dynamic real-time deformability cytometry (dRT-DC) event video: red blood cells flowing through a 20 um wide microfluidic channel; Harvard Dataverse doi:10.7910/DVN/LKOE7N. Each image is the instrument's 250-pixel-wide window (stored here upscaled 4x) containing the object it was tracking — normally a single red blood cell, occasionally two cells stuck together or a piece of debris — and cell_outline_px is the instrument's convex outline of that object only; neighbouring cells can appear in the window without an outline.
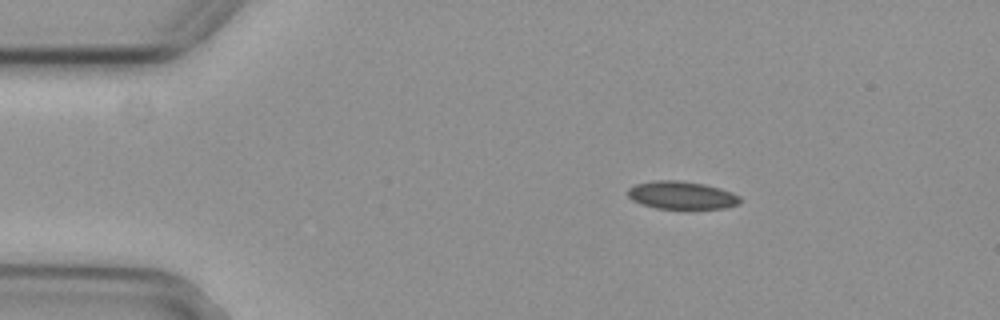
{"species": "common noctule bat (a hibernating species)", "species_latin": "Nyctalus noctula", "temperature_condition": "cold", "stored_images_in_passage": 5, "camera_frame_rate_fps": 3000, "um_per_image_px": 0.085, "animal": {"sex": "female", "body_mass_g": 29.2, "forearm_length_mm": 56.3}, "frame": {"image": 1, "passage_image": 3, "time_ms": 0.667, "image_size_px": [1000, 320], "cell_outline_px": [[740, 204], [724, 208], [656, 208], [640, 204], [632, 200], [628, 196], [628, 188], [636, 184], [656, 180], [680, 180], [704, 184], [720, 188], [732, 192], [740, 196]], "centroid_in_image_um": [57.94, 16.59], "position_along_channel_um": 27.1, "area_um2": 18.21}}
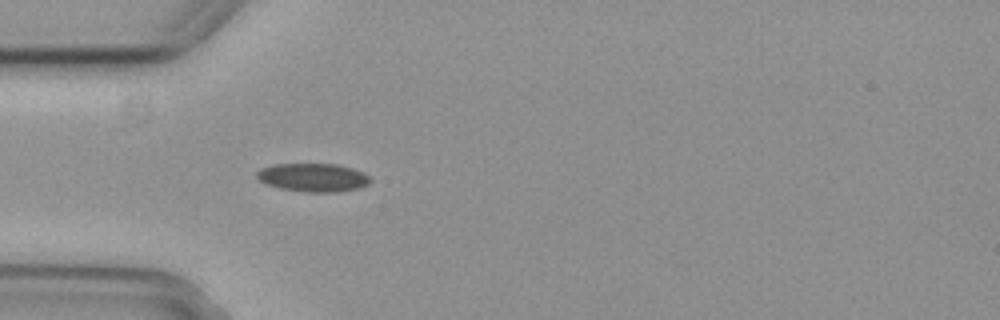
{"frame": {"image": 2, "passage_image": 5, "time_ms": 1.333, "image_size_px": [1000, 320], "cell_outline_px": [[372, 180], [368, 184], [360, 188], [336, 192], [304, 192], [280, 188], [264, 184], [256, 176], [256, 172], [260, 168], [276, 164], [336, 164], [352, 168], [368, 176]], "centroid_in_image_um": [26.58, 15.09], "position_along_channel_um": 58.4, "area_um2": 18.79}}